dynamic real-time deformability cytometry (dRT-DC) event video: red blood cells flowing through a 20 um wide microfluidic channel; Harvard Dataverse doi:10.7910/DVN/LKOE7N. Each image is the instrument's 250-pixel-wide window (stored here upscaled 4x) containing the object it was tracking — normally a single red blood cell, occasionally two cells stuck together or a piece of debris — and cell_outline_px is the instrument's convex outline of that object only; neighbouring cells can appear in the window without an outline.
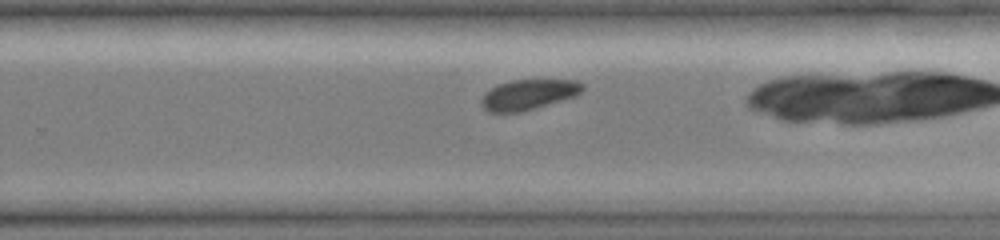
{"species": "common noctule bat (a hibernating species)", "species_latin": "Nyctalus noctula", "temperature_condition": "cold", "stored_images_in_passage": 24, "camera_frame_rate_fps": 3000, "um_per_image_px": 0.085, "animal": {"sex": "female", "body_mass_g": 19.0, "forearm_length_mm": 51.5}, "frame": {"image": 1, "passage_image": 17, "time_ms": 5.333, "image_size_px": [1000, 240], "cell_outline_px": [[584, 88], [576, 96], [520, 112], [488, 112], [480, 104], [480, 100], [496, 84], [512, 80], [576, 80], [584, 84]], "centroid_in_image_um": [44.92, 8.03], "position_along_channel_um": 284.9, "area_um2": 17.69}}